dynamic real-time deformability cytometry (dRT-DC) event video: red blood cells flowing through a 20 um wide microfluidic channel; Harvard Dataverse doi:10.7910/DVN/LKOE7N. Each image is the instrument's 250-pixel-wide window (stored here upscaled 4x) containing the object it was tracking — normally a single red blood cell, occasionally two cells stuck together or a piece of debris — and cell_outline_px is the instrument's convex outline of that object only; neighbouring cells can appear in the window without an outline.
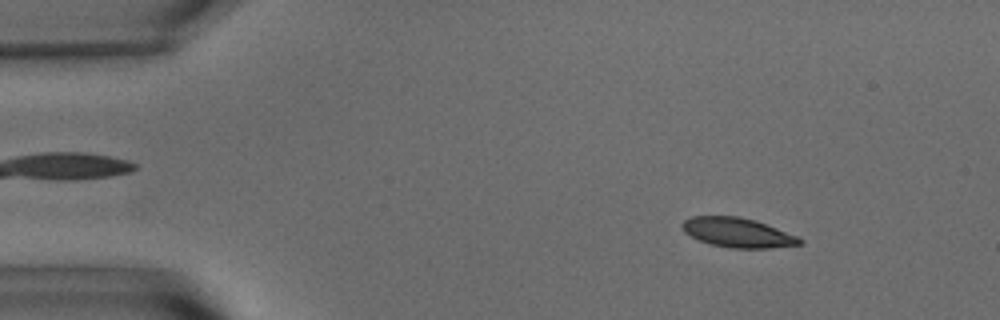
{"species": "common noctule bat (a hibernating species)", "species_latin": "Nyctalus noctula", "temperature_condition": "warm", "stored_images_in_passage": 42, "camera_frame_rate_fps": 3000, "um_per_image_px": 0.085, "animal": {"sex": "male", "body_mass_g": 15.6}, "frame": {"image": 1, "passage_image": 4, "time_ms": 1.0, "image_size_px": [1000, 320], "cell_outline_px": [[804, 244], [768, 248], [732, 248], [712, 244], [700, 240], [684, 232], [680, 228], [680, 224], [684, 220], [692, 216], [736, 216], [752, 220], [776, 228], [796, 236], [804, 240]], "centroid_in_image_um": [62.67, 19.77], "position_along_channel_um": 22.3, "area_um2": 19.94}}
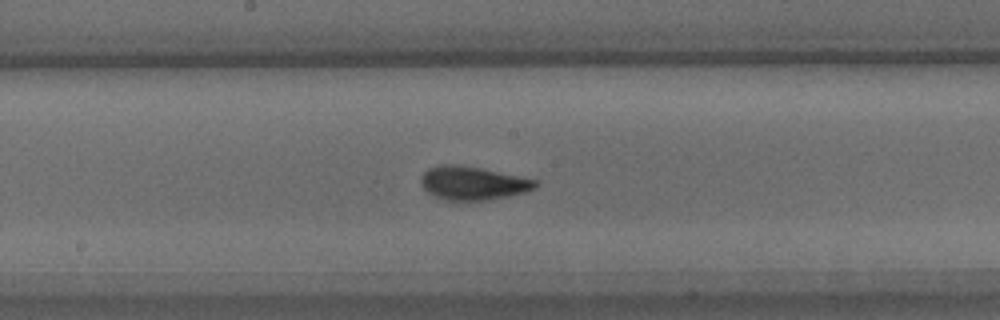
{"frame": {"image": 2, "passage_image": 26, "time_ms": 8.333, "image_size_px": [1000, 320], "cell_outline_px": [[540, 184], [536, 188], [524, 192], [508, 196], [488, 200], [444, 200], [428, 192], [420, 184], [420, 176], [428, 168], [440, 164], [456, 164], [480, 168], [536, 180]], "centroid_in_image_um": [40.16, 15.56], "position_along_channel_um": 208.0, "area_um2": 22.25}}
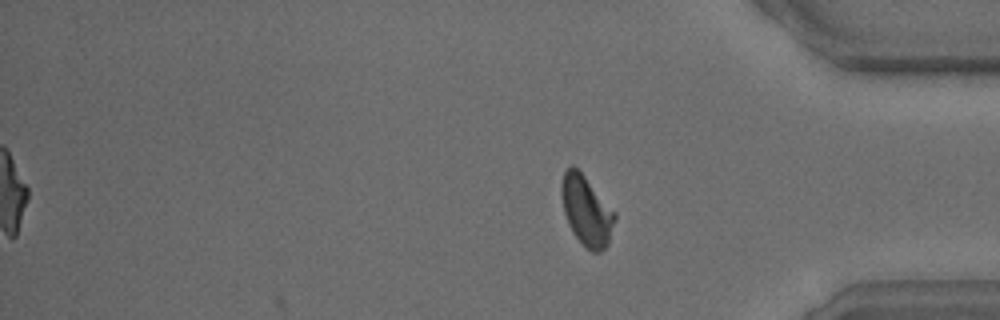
{"frame": {"image": 3, "passage_image": 42, "time_ms": 13.667, "image_size_px": [1000, 320], "cell_outline_px": [[616, 220], [608, 244], [600, 252], [592, 252], [572, 232], [568, 224], [564, 212], [560, 192], [560, 188], [564, 172], [572, 164], [584, 176], [616, 212]], "centroid_in_image_um": [49.86, 17.91], "position_along_channel_um": 385.3, "area_um2": 21.5}, "authors_computed_cell_mechanics": {"area_um2": 21.2704, "velocity_mm_per_s": 3.5983, "shape_relaxation_time_tau1_ms": 3.3601, "shape_relaxation_time_tau2_ms": 1.2073, "deformation_change_tau1": 0.144, "deformation_change_tau2": 0.0693}}